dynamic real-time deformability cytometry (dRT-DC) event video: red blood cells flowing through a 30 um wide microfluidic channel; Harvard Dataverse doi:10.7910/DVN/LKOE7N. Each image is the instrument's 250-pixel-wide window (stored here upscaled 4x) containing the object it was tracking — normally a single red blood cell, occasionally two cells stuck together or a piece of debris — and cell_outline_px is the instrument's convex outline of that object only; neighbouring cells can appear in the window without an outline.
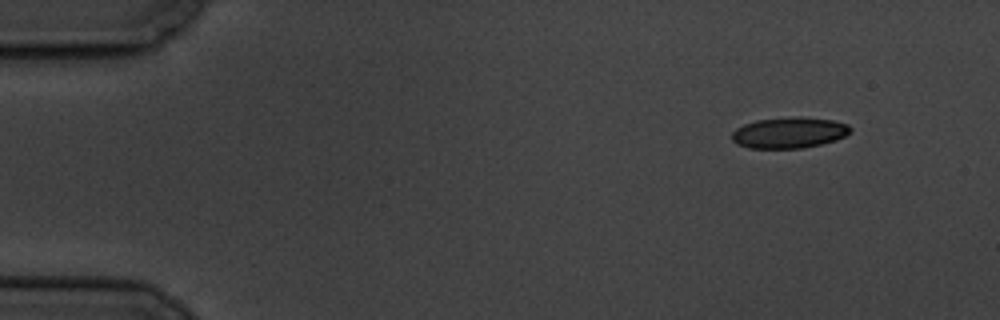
{"species": "common noctule bat (a hibernating species)", "species_latin": "Nyctalus noctula", "temperature_condition": "cold", "stored_images_in_passage": 10, "camera_frame_rate_fps": 3000, "um_per_image_px": 0.085, "animal": {"sex": "male", "body_mass_g": 19.5, "forearm_length_mm": 54.6}, "frame": {"image": 1, "passage_image": 1, "time_ms": 0.0, "image_size_px": [1000, 320], "cell_outline_px": [[852, 132], [836, 140], [804, 148], [748, 148], [736, 144], [732, 140], [732, 132], [736, 128], [744, 124], [756, 120], [796, 116], [800, 116], [832, 120], [848, 124], [852, 128]], "centroid_in_image_um": [67.08, 11.27], "position_along_channel_um": 17.9, "area_um2": 21.56}}
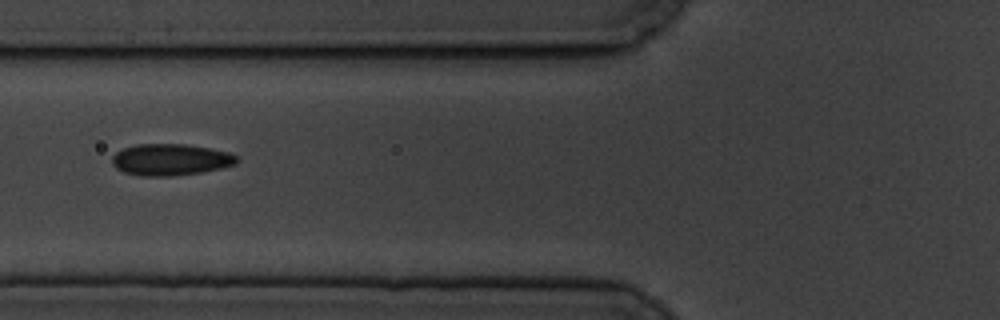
{"frame": {"image": 2, "passage_image": 6, "time_ms": 5.667, "image_size_px": [1000, 320], "cell_outline_px": [[240, 160], [236, 164], [220, 168], [200, 172], [172, 176], [140, 176], [124, 172], [116, 168], [112, 164], [112, 156], [116, 152], [124, 148], [136, 144], [188, 144], [212, 148], [228, 152], [236, 156]], "centroid_in_image_um": [14.49, 13.56], "position_along_channel_um": 111.3, "area_um2": 23.06}}
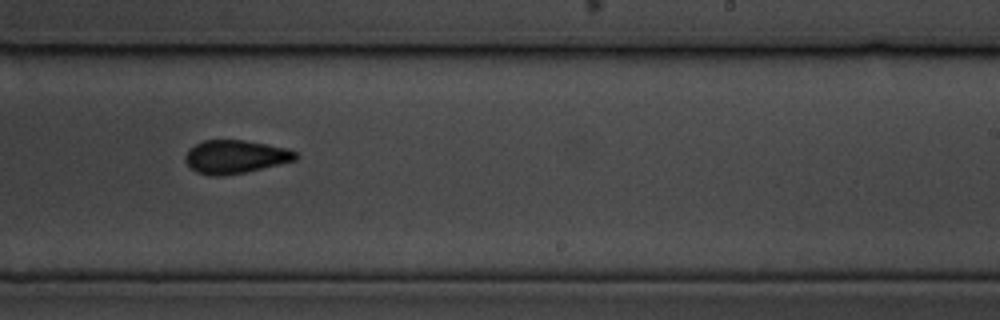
{"frame": {"image": 3, "passage_image": 10, "time_ms": 10.333, "image_size_px": [1000, 320], "cell_outline_px": [[300, 156], [296, 160], [280, 164], [244, 172], [224, 176], [208, 176], [196, 172], [184, 160], [184, 156], [188, 148], [204, 140], [244, 140], [268, 144], [288, 148], [296, 152]], "centroid_in_image_um": [20.0, 13.32], "position_along_channel_um": 269.0, "area_um2": 21.62}}